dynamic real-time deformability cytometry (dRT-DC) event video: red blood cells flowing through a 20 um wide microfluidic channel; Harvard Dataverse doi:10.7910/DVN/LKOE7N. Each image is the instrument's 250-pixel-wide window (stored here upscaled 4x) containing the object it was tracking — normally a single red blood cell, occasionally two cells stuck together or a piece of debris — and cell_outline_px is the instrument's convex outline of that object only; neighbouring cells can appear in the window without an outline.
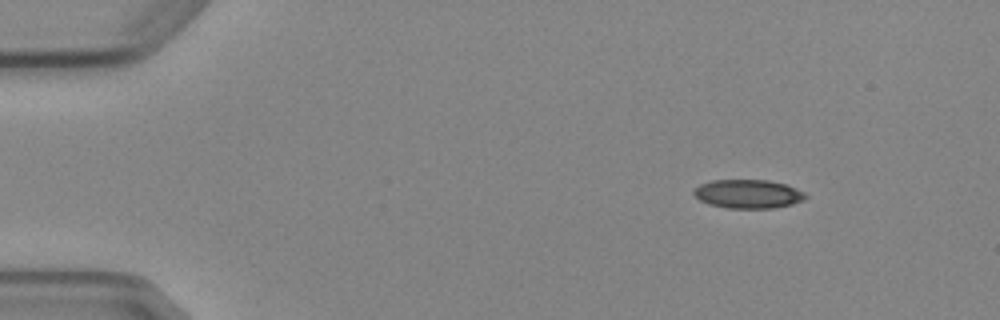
{"species": "Egyptian fruit bat (a non-hibernating species)", "species_latin": "Rousettus aegyptiacus", "temperature_condition": "cold", "stored_images_in_passage": 5, "camera_frame_rate_fps": 3000, "um_per_image_px": 0.085, "animal": {"sex": "female"}, "frame": {"image": 1, "passage_image": 1, "time_ms": 0.0, "image_size_px": [1000, 320], "cell_outline_px": [[808, 196], [804, 200], [792, 204], [772, 208], [728, 208], [708, 204], [700, 200], [692, 192], [700, 184], [712, 180], [768, 180], [784, 184], [796, 188], [804, 192]], "centroid_in_image_um": [63.6, 16.48], "position_along_channel_um": 21.4, "area_um2": 18.67}}
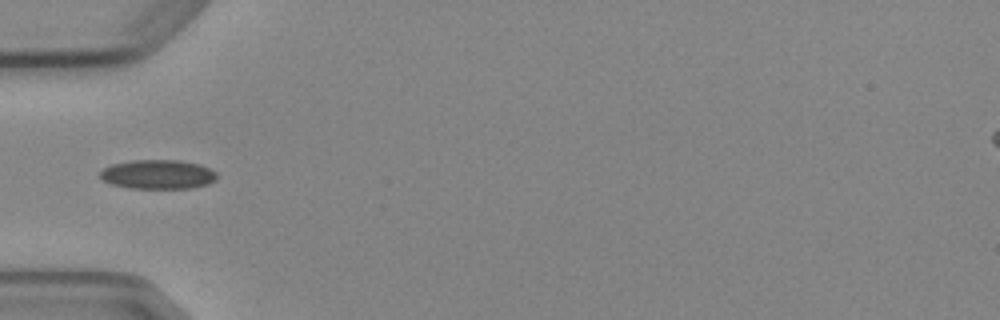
{"frame": {"image": 2, "passage_image": 4, "time_ms": 3.667, "image_size_px": [1000, 320], "cell_outline_px": [[216, 180], [208, 184], [192, 188], [128, 188], [112, 184], [104, 180], [100, 176], [100, 172], [104, 168], [112, 164], [132, 160], [180, 160], [200, 164], [216, 172]], "centroid_in_image_um": [13.44, 14.82], "position_along_channel_um": 71.6, "area_um2": 19.88}}
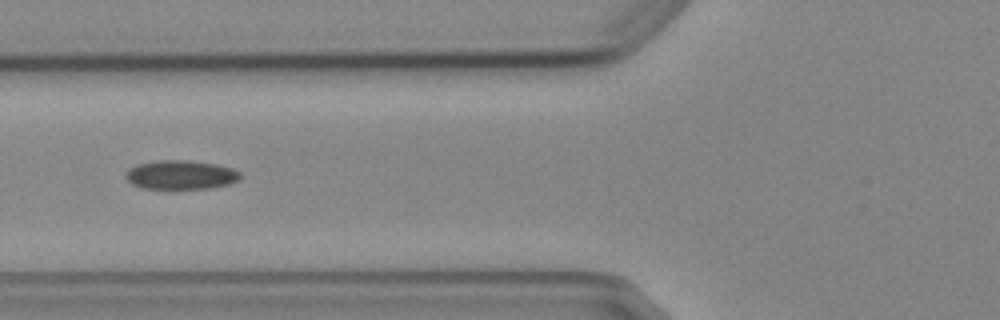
{"frame": {"image": 3, "passage_image": 5, "time_ms": 4.667, "image_size_px": [1000, 320], "cell_outline_px": [[240, 180], [228, 184], [212, 188], [144, 188], [132, 184], [124, 176], [128, 168], [136, 164], [160, 160], [188, 160], [216, 164], [232, 168], [240, 172]], "centroid_in_image_um": [15.36, 14.85], "position_along_channel_um": 110.4, "area_um2": 19.36}}